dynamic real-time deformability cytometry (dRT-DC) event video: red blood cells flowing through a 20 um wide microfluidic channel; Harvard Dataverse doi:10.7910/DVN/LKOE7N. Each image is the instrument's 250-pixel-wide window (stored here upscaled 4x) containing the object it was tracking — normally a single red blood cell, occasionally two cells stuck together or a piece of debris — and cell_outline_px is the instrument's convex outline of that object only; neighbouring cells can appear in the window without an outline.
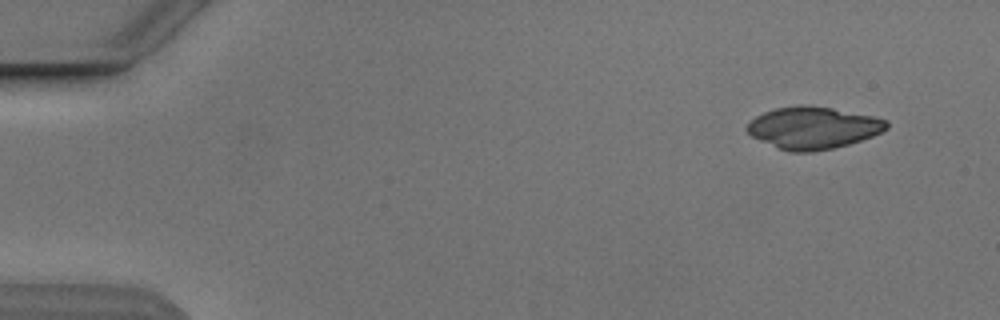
{"species": "Egyptian fruit bat (a non-hibernating species)", "species_latin": "Rousettus aegyptiacus", "temperature_condition": "cold", "stored_images_in_passage": 4, "camera_frame_rate_fps": 3000, "um_per_image_px": 0.085, "animal": {"sex": "male"}, "frame": {"image": 1, "passage_image": 1, "time_ms": 0.0, "image_size_px": [1000, 320], "cell_outline_px": [[888, 128], [872, 136], [848, 144], [832, 148], [812, 152], [788, 152], [752, 136], [744, 128], [756, 116], [764, 112], [776, 108], [804, 104], [832, 108], [872, 116], [888, 120]], "centroid_in_image_um": [69.11, 10.86], "position_along_channel_um": 15.9, "area_um2": 33.93}}